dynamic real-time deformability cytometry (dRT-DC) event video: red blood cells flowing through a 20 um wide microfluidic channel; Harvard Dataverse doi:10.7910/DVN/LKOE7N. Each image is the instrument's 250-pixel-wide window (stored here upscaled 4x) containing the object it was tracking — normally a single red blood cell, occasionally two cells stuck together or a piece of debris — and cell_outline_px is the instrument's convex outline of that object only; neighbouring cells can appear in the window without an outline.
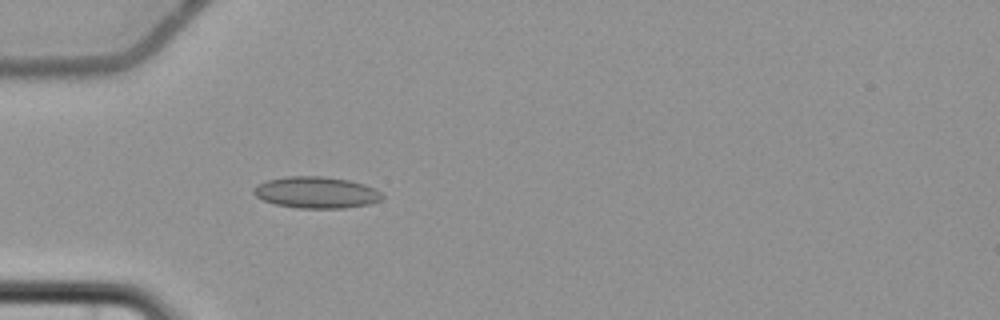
{"species": "common noctule bat (a hibernating species)", "species_latin": "Nyctalus noctula", "temperature_condition": "cold", "stored_images_in_passage": 5, "camera_frame_rate_fps": 3000, "um_per_image_px": 0.085, "animal": {"sex": "female", "body_mass_g": 22.7, "forearm_length_mm": 54.2}, "frame": {"image": 1, "passage_image": 5, "time_ms": 4.667, "image_size_px": [1000, 320], "cell_outline_px": [[384, 196], [380, 200], [368, 204], [344, 208], [296, 208], [276, 204], [264, 200], [256, 196], [252, 192], [260, 184], [268, 180], [288, 176], [320, 176], [348, 180], [364, 184], [376, 188]], "centroid_in_image_um": [26.92, 16.36], "position_along_channel_um": 58.1, "area_um2": 23.35}}